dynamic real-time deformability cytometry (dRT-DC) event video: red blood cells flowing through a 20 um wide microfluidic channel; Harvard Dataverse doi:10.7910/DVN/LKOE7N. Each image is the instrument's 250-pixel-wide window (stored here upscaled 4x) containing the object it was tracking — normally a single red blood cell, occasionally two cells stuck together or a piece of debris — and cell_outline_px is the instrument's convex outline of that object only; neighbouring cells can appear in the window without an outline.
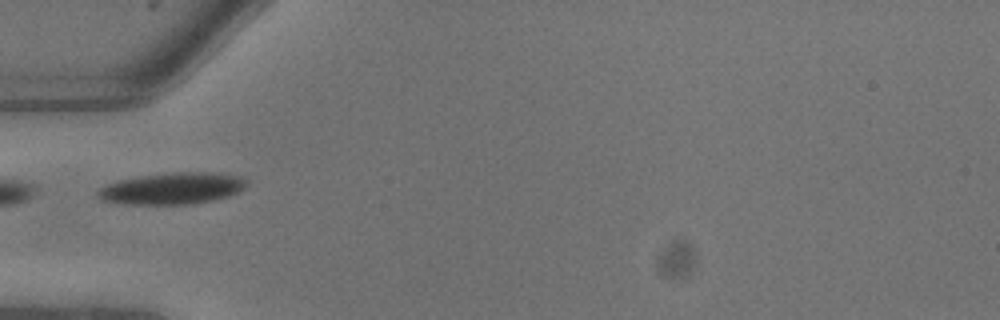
{"species": "common noctule bat (a hibernating species)", "species_latin": "Nyctalus noctula", "temperature_condition": "warm", "stored_images_in_passage": 3, "camera_frame_rate_fps": 3000, "um_per_image_px": 0.085, "animal": {"sex": "male", "body_mass_g": 13.3}, "frame": {"image": 1, "passage_image": 2, "time_ms": 0.333, "image_size_px": [1000, 320], "cell_outline_px": [[248, 184], [244, 188], [228, 196], [212, 200], [188, 204], [128, 204], [104, 200], [96, 196], [96, 192], [100, 188], [116, 180], [140, 176], [172, 172], [220, 172], [240, 176], [248, 180]], "centroid_in_image_um": [14.67, 16.0], "position_along_channel_um": 70.3, "area_um2": 27.46}}